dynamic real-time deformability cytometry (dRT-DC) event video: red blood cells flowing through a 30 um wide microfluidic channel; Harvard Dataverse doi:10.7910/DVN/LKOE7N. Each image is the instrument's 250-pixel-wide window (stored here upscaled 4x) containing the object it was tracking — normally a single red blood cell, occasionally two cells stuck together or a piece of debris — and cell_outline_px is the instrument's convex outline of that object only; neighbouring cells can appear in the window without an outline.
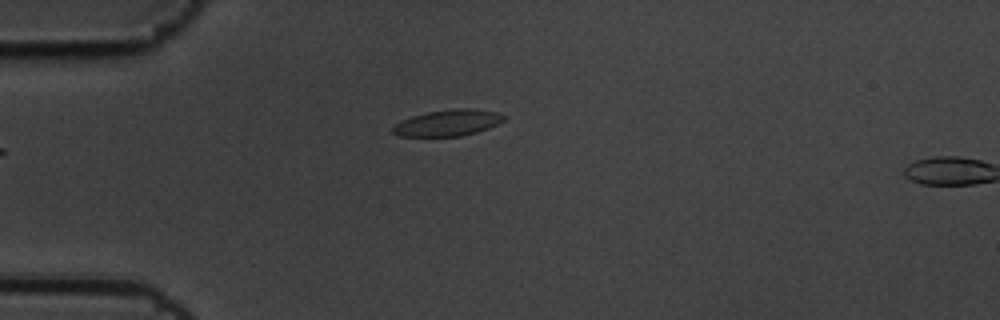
{"species": "common noctule bat (a hibernating species)", "species_latin": "Nyctalus noctula", "temperature_condition": "cold", "stored_images_in_passage": 6, "camera_frame_rate_fps": 3000, "um_per_image_px": 0.085, "animal": {"sex": "male", "body_mass_g": 19.5, "forearm_length_mm": 54.6}, "frame": {"image": 1, "passage_image": 5, "time_ms": 1.333, "image_size_px": [1000, 320], "cell_outline_px": [[504, 120], [488, 128], [476, 132], [460, 136], [396, 136], [392, 132], [392, 128], [396, 124], [412, 116], [428, 112], [452, 108], [472, 108], [496, 112], [504, 116]], "centroid_in_image_um": [38.05, 10.44], "position_along_channel_um": 46.9, "area_um2": 16.82}}